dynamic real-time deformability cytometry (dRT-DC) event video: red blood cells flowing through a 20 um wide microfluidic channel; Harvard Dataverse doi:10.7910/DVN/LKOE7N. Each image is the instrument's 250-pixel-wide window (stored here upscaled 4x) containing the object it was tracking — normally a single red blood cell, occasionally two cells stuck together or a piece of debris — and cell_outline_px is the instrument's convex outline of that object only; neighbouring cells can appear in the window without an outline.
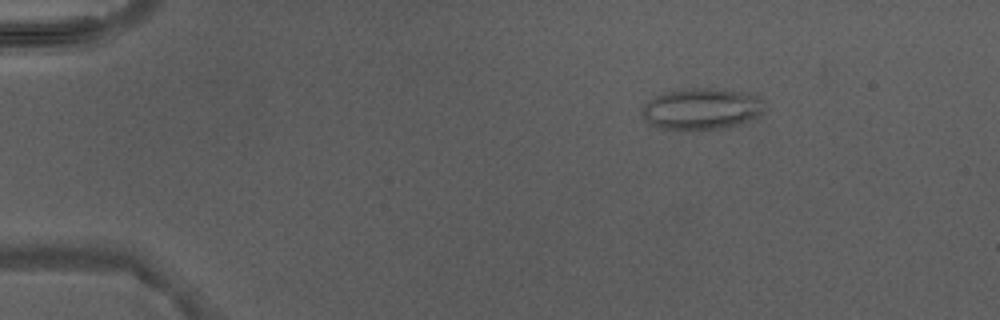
{"species": "Egyptian fruit bat (a non-hibernating species)", "species_latin": "Rousettus aegyptiacus", "temperature_condition": "warm", "stored_images_in_passage": 5, "camera_frame_rate_fps": 3000, "um_per_image_px": 0.085, "animal": {"sex": "male"}, "frame": {"image": 1, "passage_image": 3, "time_ms": 2.333, "image_size_px": [1000, 320], "cell_outline_px": [[760, 112], [756, 116], [748, 120], [724, 128], [656, 128], [648, 124], [640, 112], [644, 104], [648, 100], [660, 92], [684, 88], [708, 88], [736, 92], [756, 96], [760, 100]], "centroid_in_image_um": [59.46, 9.23], "position_along_channel_um": 25.5, "area_um2": 28.73}}